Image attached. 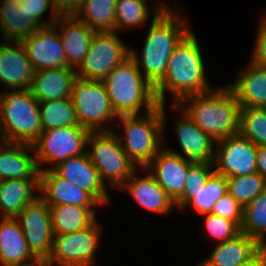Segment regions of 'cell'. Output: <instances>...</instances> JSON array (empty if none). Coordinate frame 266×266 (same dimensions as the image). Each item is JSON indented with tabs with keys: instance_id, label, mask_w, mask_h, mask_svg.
<instances>
[{
	"instance_id": "cell-12",
	"label": "cell",
	"mask_w": 266,
	"mask_h": 266,
	"mask_svg": "<svg viewBox=\"0 0 266 266\" xmlns=\"http://www.w3.org/2000/svg\"><path fill=\"white\" fill-rule=\"evenodd\" d=\"M218 145V146H217ZM214 172L226 178L257 172V149L240 134L216 141Z\"/></svg>"
},
{
	"instance_id": "cell-11",
	"label": "cell",
	"mask_w": 266,
	"mask_h": 266,
	"mask_svg": "<svg viewBox=\"0 0 266 266\" xmlns=\"http://www.w3.org/2000/svg\"><path fill=\"white\" fill-rule=\"evenodd\" d=\"M102 233L100 222L70 234L53 235L51 253L46 260L54 266H94Z\"/></svg>"
},
{
	"instance_id": "cell-16",
	"label": "cell",
	"mask_w": 266,
	"mask_h": 266,
	"mask_svg": "<svg viewBox=\"0 0 266 266\" xmlns=\"http://www.w3.org/2000/svg\"><path fill=\"white\" fill-rule=\"evenodd\" d=\"M193 161L162 148L142 171H149L175 203L182 195L187 172Z\"/></svg>"
},
{
	"instance_id": "cell-46",
	"label": "cell",
	"mask_w": 266,
	"mask_h": 266,
	"mask_svg": "<svg viewBox=\"0 0 266 266\" xmlns=\"http://www.w3.org/2000/svg\"><path fill=\"white\" fill-rule=\"evenodd\" d=\"M87 0H73V15L76 14L78 8L82 6Z\"/></svg>"
},
{
	"instance_id": "cell-45",
	"label": "cell",
	"mask_w": 266,
	"mask_h": 266,
	"mask_svg": "<svg viewBox=\"0 0 266 266\" xmlns=\"http://www.w3.org/2000/svg\"><path fill=\"white\" fill-rule=\"evenodd\" d=\"M0 139H7L6 134H5L4 124H3L1 107H0Z\"/></svg>"
},
{
	"instance_id": "cell-41",
	"label": "cell",
	"mask_w": 266,
	"mask_h": 266,
	"mask_svg": "<svg viewBox=\"0 0 266 266\" xmlns=\"http://www.w3.org/2000/svg\"><path fill=\"white\" fill-rule=\"evenodd\" d=\"M263 18L260 20V25L257 28V34L255 35L254 48L250 55V61L253 64L266 66V9L263 14Z\"/></svg>"
},
{
	"instance_id": "cell-22",
	"label": "cell",
	"mask_w": 266,
	"mask_h": 266,
	"mask_svg": "<svg viewBox=\"0 0 266 266\" xmlns=\"http://www.w3.org/2000/svg\"><path fill=\"white\" fill-rule=\"evenodd\" d=\"M37 262L18 220L0 217V266H31Z\"/></svg>"
},
{
	"instance_id": "cell-48",
	"label": "cell",
	"mask_w": 266,
	"mask_h": 266,
	"mask_svg": "<svg viewBox=\"0 0 266 266\" xmlns=\"http://www.w3.org/2000/svg\"><path fill=\"white\" fill-rule=\"evenodd\" d=\"M8 143L7 139H0V151L4 148V146Z\"/></svg>"
},
{
	"instance_id": "cell-8",
	"label": "cell",
	"mask_w": 266,
	"mask_h": 266,
	"mask_svg": "<svg viewBox=\"0 0 266 266\" xmlns=\"http://www.w3.org/2000/svg\"><path fill=\"white\" fill-rule=\"evenodd\" d=\"M77 121L90 132L113 131L107 123L117 122L105 86L102 81L77 77L71 95ZM106 126V127H105Z\"/></svg>"
},
{
	"instance_id": "cell-13",
	"label": "cell",
	"mask_w": 266,
	"mask_h": 266,
	"mask_svg": "<svg viewBox=\"0 0 266 266\" xmlns=\"http://www.w3.org/2000/svg\"><path fill=\"white\" fill-rule=\"evenodd\" d=\"M31 253L39 260L46 261L51 253L53 231L49 206L38 197L28 204L16 217Z\"/></svg>"
},
{
	"instance_id": "cell-6",
	"label": "cell",
	"mask_w": 266,
	"mask_h": 266,
	"mask_svg": "<svg viewBox=\"0 0 266 266\" xmlns=\"http://www.w3.org/2000/svg\"><path fill=\"white\" fill-rule=\"evenodd\" d=\"M2 92L0 107L8 142L32 145L43 131L39 102L30 90Z\"/></svg>"
},
{
	"instance_id": "cell-44",
	"label": "cell",
	"mask_w": 266,
	"mask_h": 266,
	"mask_svg": "<svg viewBox=\"0 0 266 266\" xmlns=\"http://www.w3.org/2000/svg\"><path fill=\"white\" fill-rule=\"evenodd\" d=\"M239 266H266V247H263L254 257Z\"/></svg>"
},
{
	"instance_id": "cell-35",
	"label": "cell",
	"mask_w": 266,
	"mask_h": 266,
	"mask_svg": "<svg viewBox=\"0 0 266 266\" xmlns=\"http://www.w3.org/2000/svg\"><path fill=\"white\" fill-rule=\"evenodd\" d=\"M239 134L257 147L266 146V107H241Z\"/></svg>"
},
{
	"instance_id": "cell-4",
	"label": "cell",
	"mask_w": 266,
	"mask_h": 266,
	"mask_svg": "<svg viewBox=\"0 0 266 266\" xmlns=\"http://www.w3.org/2000/svg\"><path fill=\"white\" fill-rule=\"evenodd\" d=\"M165 105H158L150 112L140 115L118 116L123 136L118 135L121 146L129 160L137 168H145L165 143Z\"/></svg>"
},
{
	"instance_id": "cell-36",
	"label": "cell",
	"mask_w": 266,
	"mask_h": 266,
	"mask_svg": "<svg viewBox=\"0 0 266 266\" xmlns=\"http://www.w3.org/2000/svg\"><path fill=\"white\" fill-rule=\"evenodd\" d=\"M228 193L245 207L266 190V182L259 173L227 178Z\"/></svg>"
},
{
	"instance_id": "cell-9",
	"label": "cell",
	"mask_w": 266,
	"mask_h": 266,
	"mask_svg": "<svg viewBox=\"0 0 266 266\" xmlns=\"http://www.w3.org/2000/svg\"><path fill=\"white\" fill-rule=\"evenodd\" d=\"M117 33L95 32L85 58L75 69L77 77L103 81L116 66L130 57V48Z\"/></svg>"
},
{
	"instance_id": "cell-14",
	"label": "cell",
	"mask_w": 266,
	"mask_h": 266,
	"mask_svg": "<svg viewBox=\"0 0 266 266\" xmlns=\"http://www.w3.org/2000/svg\"><path fill=\"white\" fill-rule=\"evenodd\" d=\"M21 43L35 71L70 67L61 36L53 25L37 29Z\"/></svg>"
},
{
	"instance_id": "cell-19",
	"label": "cell",
	"mask_w": 266,
	"mask_h": 266,
	"mask_svg": "<svg viewBox=\"0 0 266 266\" xmlns=\"http://www.w3.org/2000/svg\"><path fill=\"white\" fill-rule=\"evenodd\" d=\"M53 170L63 179L88 191L102 206L110 202L108 188L101 182L88 153L70 157Z\"/></svg>"
},
{
	"instance_id": "cell-10",
	"label": "cell",
	"mask_w": 266,
	"mask_h": 266,
	"mask_svg": "<svg viewBox=\"0 0 266 266\" xmlns=\"http://www.w3.org/2000/svg\"><path fill=\"white\" fill-rule=\"evenodd\" d=\"M89 133V130L81 126L43 130L32 144L40 171L43 168L42 164H53L51 167L53 169L70 157L86 153Z\"/></svg>"
},
{
	"instance_id": "cell-2",
	"label": "cell",
	"mask_w": 266,
	"mask_h": 266,
	"mask_svg": "<svg viewBox=\"0 0 266 266\" xmlns=\"http://www.w3.org/2000/svg\"><path fill=\"white\" fill-rule=\"evenodd\" d=\"M178 12L172 6L170 10L152 15L141 55L130 49V57L153 87L164 78L174 48L192 30Z\"/></svg>"
},
{
	"instance_id": "cell-38",
	"label": "cell",
	"mask_w": 266,
	"mask_h": 266,
	"mask_svg": "<svg viewBox=\"0 0 266 266\" xmlns=\"http://www.w3.org/2000/svg\"><path fill=\"white\" fill-rule=\"evenodd\" d=\"M51 6V7H50ZM19 8L29 16L39 28L49 27L59 18V15L54 11L51 0H21L19 2ZM51 8L50 21H44L45 13Z\"/></svg>"
},
{
	"instance_id": "cell-43",
	"label": "cell",
	"mask_w": 266,
	"mask_h": 266,
	"mask_svg": "<svg viewBox=\"0 0 266 266\" xmlns=\"http://www.w3.org/2000/svg\"><path fill=\"white\" fill-rule=\"evenodd\" d=\"M257 173H259L266 182V146H258Z\"/></svg>"
},
{
	"instance_id": "cell-17",
	"label": "cell",
	"mask_w": 266,
	"mask_h": 266,
	"mask_svg": "<svg viewBox=\"0 0 266 266\" xmlns=\"http://www.w3.org/2000/svg\"><path fill=\"white\" fill-rule=\"evenodd\" d=\"M34 73L21 42L0 43V83L5 90H30Z\"/></svg>"
},
{
	"instance_id": "cell-47",
	"label": "cell",
	"mask_w": 266,
	"mask_h": 266,
	"mask_svg": "<svg viewBox=\"0 0 266 266\" xmlns=\"http://www.w3.org/2000/svg\"><path fill=\"white\" fill-rule=\"evenodd\" d=\"M31 266H54V265L47 263L46 261H39L36 264L31 265Z\"/></svg>"
},
{
	"instance_id": "cell-26",
	"label": "cell",
	"mask_w": 266,
	"mask_h": 266,
	"mask_svg": "<svg viewBox=\"0 0 266 266\" xmlns=\"http://www.w3.org/2000/svg\"><path fill=\"white\" fill-rule=\"evenodd\" d=\"M263 246L246 233L218 243L215 249L198 266H239L254 257Z\"/></svg>"
},
{
	"instance_id": "cell-7",
	"label": "cell",
	"mask_w": 266,
	"mask_h": 266,
	"mask_svg": "<svg viewBox=\"0 0 266 266\" xmlns=\"http://www.w3.org/2000/svg\"><path fill=\"white\" fill-rule=\"evenodd\" d=\"M87 145L91 150L89 148L86 152L105 187L111 186L119 190L137 169L124 152L118 133L114 130L90 132Z\"/></svg>"
},
{
	"instance_id": "cell-15",
	"label": "cell",
	"mask_w": 266,
	"mask_h": 266,
	"mask_svg": "<svg viewBox=\"0 0 266 266\" xmlns=\"http://www.w3.org/2000/svg\"><path fill=\"white\" fill-rule=\"evenodd\" d=\"M182 114L174 119L175 135L180 146L181 153L166 147L174 154L193 162H209L213 163L215 157L216 141L208 134H206L193 120H191L183 111L178 109Z\"/></svg>"
},
{
	"instance_id": "cell-37",
	"label": "cell",
	"mask_w": 266,
	"mask_h": 266,
	"mask_svg": "<svg viewBox=\"0 0 266 266\" xmlns=\"http://www.w3.org/2000/svg\"><path fill=\"white\" fill-rule=\"evenodd\" d=\"M203 216L205 231L211 236V239L213 237L219 243L233 239L241 233V228L229 219L212 213L203 214Z\"/></svg>"
},
{
	"instance_id": "cell-30",
	"label": "cell",
	"mask_w": 266,
	"mask_h": 266,
	"mask_svg": "<svg viewBox=\"0 0 266 266\" xmlns=\"http://www.w3.org/2000/svg\"><path fill=\"white\" fill-rule=\"evenodd\" d=\"M0 6V31L3 41L21 42L39 27L29 19L19 1L2 0Z\"/></svg>"
},
{
	"instance_id": "cell-42",
	"label": "cell",
	"mask_w": 266,
	"mask_h": 266,
	"mask_svg": "<svg viewBox=\"0 0 266 266\" xmlns=\"http://www.w3.org/2000/svg\"><path fill=\"white\" fill-rule=\"evenodd\" d=\"M51 3L59 16L73 15V0H51Z\"/></svg>"
},
{
	"instance_id": "cell-5",
	"label": "cell",
	"mask_w": 266,
	"mask_h": 266,
	"mask_svg": "<svg viewBox=\"0 0 266 266\" xmlns=\"http://www.w3.org/2000/svg\"><path fill=\"white\" fill-rule=\"evenodd\" d=\"M102 82L117 116L140 115L142 108L148 113L159 105L153 85L131 57L116 66Z\"/></svg>"
},
{
	"instance_id": "cell-3",
	"label": "cell",
	"mask_w": 266,
	"mask_h": 266,
	"mask_svg": "<svg viewBox=\"0 0 266 266\" xmlns=\"http://www.w3.org/2000/svg\"><path fill=\"white\" fill-rule=\"evenodd\" d=\"M176 106L215 141L239 134L241 107L228 86L184 97Z\"/></svg>"
},
{
	"instance_id": "cell-18",
	"label": "cell",
	"mask_w": 266,
	"mask_h": 266,
	"mask_svg": "<svg viewBox=\"0 0 266 266\" xmlns=\"http://www.w3.org/2000/svg\"><path fill=\"white\" fill-rule=\"evenodd\" d=\"M39 197L48 206L77 205L100 206L101 204L86 190L61 178L53 169L40 171Z\"/></svg>"
},
{
	"instance_id": "cell-34",
	"label": "cell",
	"mask_w": 266,
	"mask_h": 266,
	"mask_svg": "<svg viewBox=\"0 0 266 266\" xmlns=\"http://www.w3.org/2000/svg\"><path fill=\"white\" fill-rule=\"evenodd\" d=\"M241 232L266 247V190L243 207Z\"/></svg>"
},
{
	"instance_id": "cell-33",
	"label": "cell",
	"mask_w": 266,
	"mask_h": 266,
	"mask_svg": "<svg viewBox=\"0 0 266 266\" xmlns=\"http://www.w3.org/2000/svg\"><path fill=\"white\" fill-rule=\"evenodd\" d=\"M39 112L43 130L80 126L71 97L39 102Z\"/></svg>"
},
{
	"instance_id": "cell-20",
	"label": "cell",
	"mask_w": 266,
	"mask_h": 266,
	"mask_svg": "<svg viewBox=\"0 0 266 266\" xmlns=\"http://www.w3.org/2000/svg\"><path fill=\"white\" fill-rule=\"evenodd\" d=\"M141 168H137L131 177L120 187V190L129 192L131 197L143 209L156 213L165 214L171 213L176 208L173 200L167 195L166 191L157 183L150 172L144 177L138 176Z\"/></svg>"
},
{
	"instance_id": "cell-29",
	"label": "cell",
	"mask_w": 266,
	"mask_h": 266,
	"mask_svg": "<svg viewBox=\"0 0 266 266\" xmlns=\"http://www.w3.org/2000/svg\"><path fill=\"white\" fill-rule=\"evenodd\" d=\"M227 193V178L214 172L198 191H183L175 206L179 210L192 206L199 214H208L212 213L215 203Z\"/></svg>"
},
{
	"instance_id": "cell-25",
	"label": "cell",
	"mask_w": 266,
	"mask_h": 266,
	"mask_svg": "<svg viewBox=\"0 0 266 266\" xmlns=\"http://www.w3.org/2000/svg\"><path fill=\"white\" fill-rule=\"evenodd\" d=\"M247 63L235 81L227 86L240 107H266V66Z\"/></svg>"
},
{
	"instance_id": "cell-32",
	"label": "cell",
	"mask_w": 266,
	"mask_h": 266,
	"mask_svg": "<svg viewBox=\"0 0 266 266\" xmlns=\"http://www.w3.org/2000/svg\"><path fill=\"white\" fill-rule=\"evenodd\" d=\"M115 7L116 0H87L75 16L96 32L116 31Z\"/></svg>"
},
{
	"instance_id": "cell-23",
	"label": "cell",
	"mask_w": 266,
	"mask_h": 266,
	"mask_svg": "<svg viewBox=\"0 0 266 266\" xmlns=\"http://www.w3.org/2000/svg\"><path fill=\"white\" fill-rule=\"evenodd\" d=\"M33 153L32 145L8 142L0 151V181L40 179V169Z\"/></svg>"
},
{
	"instance_id": "cell-40",
	"label": "cell",
	"mask_w": 266,
	"mask_h": 266,
	"mask_svg": "<svg viewBox=\"0 0 266 266\" xmlns=\"http://www.w3.org/2000/svg\"><path fill=\"white\" fill-rule=\"evenodd\" d=\"M212 214L235 222L241 227L243 207L229 194L222 196L213 206Z\"/></svg>"
},
{
	"instance_id": "cell-27",
	"label": "cell",
	"mask_w": 266,
	"mask_h": 266,
	"mask_svg": "<svg viewBox=\"0 0 266 266\" xmlns=\"http://www.w3.org/2000/svg\"><path fill=\"white\" fill-rule=\"evenodd\" d=\"M38 191V196L35 195ZM40 179L0 181V217L15 218L39 197ZM35 192V193H34Z\"/></svg>"
},
{
	"instance_id": "cell-28",
	"label": "cell",
	"mask_w": 266,
	"mask_h": 266,
	"mask_svg": "<svg viewBox=\"0 0 266 266\" xmlns=\"http://www.w3.org/2000/svg\"><path fill=\"white\" fill-rule=\"evenodd\" d=\"M95 206H49L53 235L70 234L91 226L96 220Z\"/></svg>"
},
{
	"instance_id": "cell-21",
	"label": "cell",
	"mask_w": 266,
	"mask_h": 266,
	"mask_svg": "<svg viewBox=\"0 0 266 266\" xmlns=\"http://www.w3.org/2000/svg\"><path fill=\"white\" fill-rule=\"evenodd\" d=\"M53 26L59 30L67 64L76 69L85 58L96 31L75 15L59 16Z\"/></svg>"
},
{
	"instance_id": "cell-1",
	"label": "cell",
	"mask_w": 266,
	"mask_h": 266,
	"mask_svg": "<svg viewBox=\"0 0 266 266\" xmlns=\"http://www.w3.org/2000/svg\"><path fill=\"white\" fill-rule=\"evenodd\" d=\"M200 49L193 31L174 48L164 78L154 87L158 104L166 105L167 92L173 97L172 105H176L184 97L212 90Z\"/></svg>"
},
{
	"instance_id": "cell-39",
	"label": "cell",
	"mask_w": 266,
	"mask_h": 266,
	"mask_svg": "<svg viewBox=\"0 0 266 266\" xmlns=\"http://www.w3.org/2000/svg\"><path fill=\"white\" fill-rule=\"evenodd\" d=\"M214 173V165L209 162H193L187 172L183 191H198L205 186L209 177Z\"/></svg>"
},
{
	"instance_id": "cell-24",
	"label": "cell",
	"mask_w": 266,
	"mask_h": 266,
	"mask_svg": "<svg viewBox=\"0 0 266 266\" xmlns=\"http://www.w3.org/2000/svg\"><path fill=\"white\" fill-rule=\"evenodd\" d=\"M76 78V70L72 67L35 71L30 91L38 102L71 97Z\"/></svg>"
},
{
	"instance_id": "cell-31",
	"label": "cell",
	"mask_w": 266,
	"mask_h": 266,
	"mask_svg": "<svg viewBox=\"0 0 266 266\" xmlns=\"http://www.w3.org/2000/svg\"><path fill=\"white\" fill-rule=\"evenodd\" d=\"M153 4L151 10L147 6V0H116L115 21L116 31H122L125 28H141L144 24H148L151 12L153 15H158L160 12H165L171 9V6L165 2L158 1ZM164 3V4H163ZM165 5V6H164Z\"/></svg>"
}]
</instances>
